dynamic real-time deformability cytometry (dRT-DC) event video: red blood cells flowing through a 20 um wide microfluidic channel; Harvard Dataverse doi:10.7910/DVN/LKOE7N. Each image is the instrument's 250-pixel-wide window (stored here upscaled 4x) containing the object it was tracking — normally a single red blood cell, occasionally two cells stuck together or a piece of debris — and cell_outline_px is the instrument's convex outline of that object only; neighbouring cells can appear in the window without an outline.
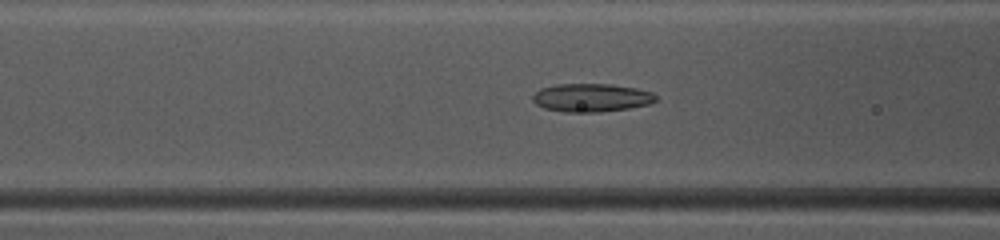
{"species": "common noctule bat (a hibernating species)", "species_latin": "Nyctalus noctula", "temperature_condition": "warm", "stored_images_in_passage": 44, "camera_frame_rate_fps": 3000, "um_per_image_px": 0.085, "animal": {"sex": "female", "body_mass_g": 10.0, "forearm_length_mm": 53.1}, "frame": {"image": 1, "passage_image": 20, "time_ms": 6.333, "image_size_px": [1000, 240], "cell_outline_px": [[656, 100], [648, 104], [628, 108], [600, 112], [564, 112], [544, 108], [536, 104], [532, 100], [532, 96], [540, 88], [556, 84], [612, 84], [636, 88], [652, 92], [656, 96]], "centroid_in_image_um": [50.24, 8.3], "position_along_channel_um": 116.4, "area_um2": 20.29}}
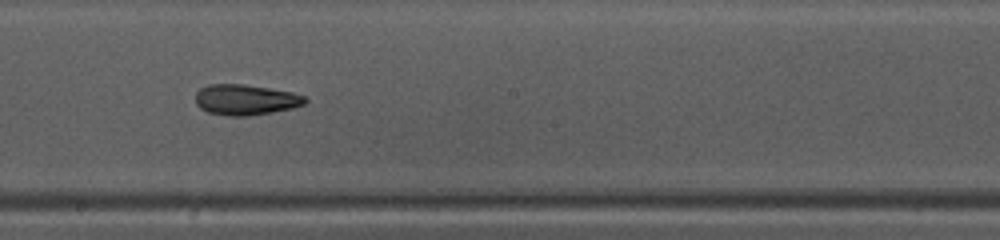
{"frame": {"image": 2, "passage_image": 28, "time_ms": 9.0, "image_size_px": [1000, 240], "cell_outline_px": [[308, 100], [304, 104], [292, 108], [272, 112], [248, 116], [228, 116], [208, 112], [200, 108], [196, 104], [196, 92], [200, 88], [208, 84], [244, 84], [292, 92], [304, 96]], "centroid_in_image_um": [20.85, 8.48], "position_along_channel_um": 227.3, "area_um2": 19.54}}
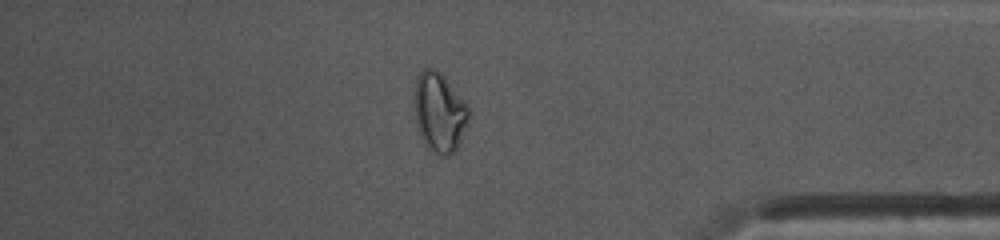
{"frame": {"image": 3, "passage_image": 42, "time_ms": 13.667, "image_size_px": [1000, 240], "cell_outline_px": [[468, 120], [460, 144], [448, 156], [440, 156], [432, 152], [424, 144], [420, 136], [416, 120], [412, 92], [416, 76], [424, 68], [432, 68], [440, 72], [444, 76], [464, 100], [468, 108]], "centroid_in_image_um": [37.31, 9.54], "position_along_channel_um": 397.9, "area_um2": 25.49}}